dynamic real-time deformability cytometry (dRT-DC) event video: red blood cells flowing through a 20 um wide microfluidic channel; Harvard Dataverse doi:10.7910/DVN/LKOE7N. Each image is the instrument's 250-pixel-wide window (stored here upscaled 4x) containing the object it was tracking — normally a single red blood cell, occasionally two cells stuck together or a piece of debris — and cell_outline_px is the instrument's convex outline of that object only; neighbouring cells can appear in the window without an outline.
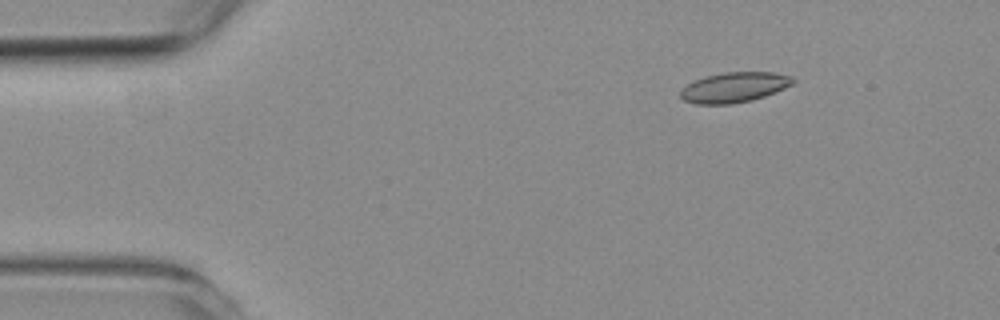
{"species": "common noctule bat (a hibernating species)", "species_latin": "Nyctalus noctula", "temperature_condition": "room temperature", "stored_images_in_passage": 55, "camera_frame_rate_fps": 3000, "um_per_image_px": 0.085, "animal": {"sex": "female", "body_mass_g": 19.3, "forearm_length_mm": 54.1}, "frame": {"image": 1, "passage_image": 8, "time_ms": 2.333, "image_size_px": [1000, 320], "cell_outline_px": [[796, 80], [792, 84], [784, 88], [764, 96], [752, 100], [732, 104], [696, 104], [684, 100], [680, 96], [680, 88], [696, 80], [708, 76], [724, 72], [776, 72], [792, 76]], "centroid_in_image_um": [62.42, 7.42], "position_along_channel_um": 22.6, "area_um2": 19.71}}
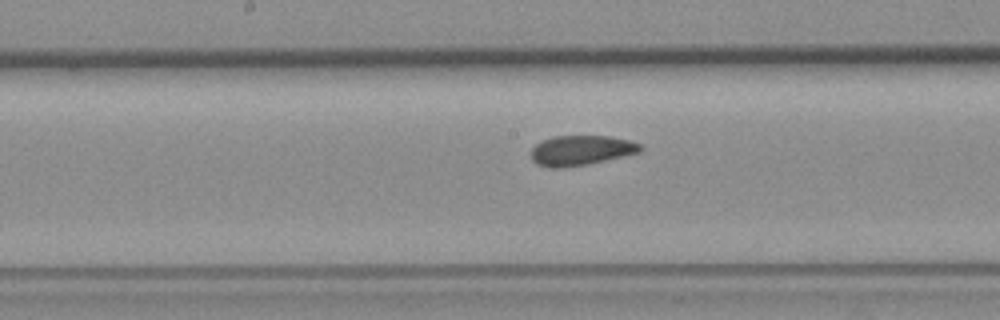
{"frame": {"image": 2, "passage_image": 28, "time_ms": 9.0, "image_size_px": [1000, 320], "cell_outline_px": [[644, 148], [640, 152], [604, 160], [584, 164], [560, 168], [536, 164], [532, 160], [532, 148], [536, 144], [552, 136], [608, 136], [628, 140], [640, 144]], "centroid_in_image_um": [49.39, 12.76], "position_along_channel_um": 198.8, "area_um2": 18.67}}
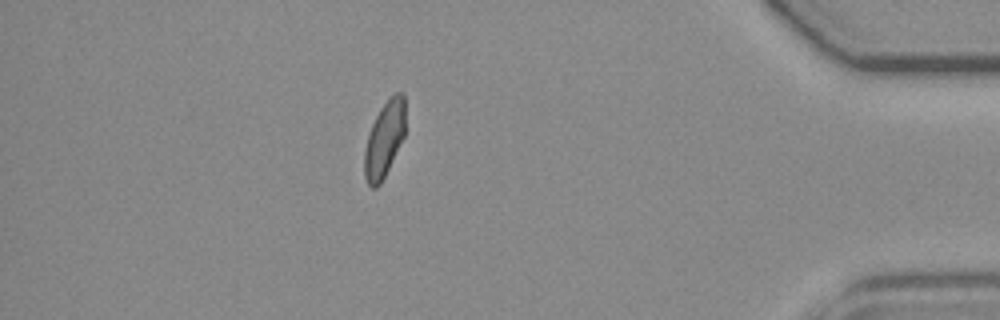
{"frame": {"image": 3, "passage_image": 48, "time_ms": 15.667, "image_size_px": [1000, 320], "cell_outline_px": [[404, 136], [380, 184], [376, 188], [372, 188], [368, 184], [364, 176], [364, 152], [368, 136], [372, 124], [380, 108], [396, 92], [404, 92]], "centroid_in_image_um": [32.65, 11.85], "position_along_channel_um": 402.5, "area_um2": 17.63}, "authors_computed_cell_mechanics": {"area_um2": 19.363, "velocity_mm_per_s": 3.7806, "shape_relaxation_time_tau1_ms": null, "shape_relaxation_time_tau2_ms": 2.2243, "deformation_change_tau1": null, "deformation_change_tau2": 0.0766}}